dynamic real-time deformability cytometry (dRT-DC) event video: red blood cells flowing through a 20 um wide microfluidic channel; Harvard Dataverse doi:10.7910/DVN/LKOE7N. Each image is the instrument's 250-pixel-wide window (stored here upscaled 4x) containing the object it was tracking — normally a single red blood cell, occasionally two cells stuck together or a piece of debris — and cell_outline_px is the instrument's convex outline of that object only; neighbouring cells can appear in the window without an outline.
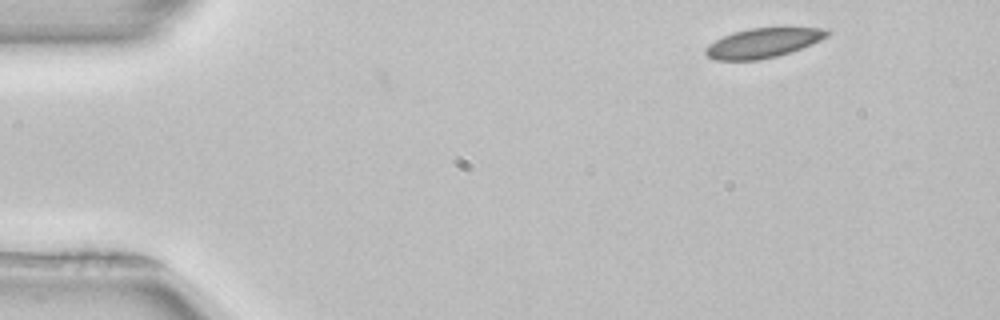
{"species": "common noctule bat (a hibernating species)", "species_latin": "Nyctalus noctula", "temperature_condition": "room temperature", "stored_images_in_passage": 47, "camera_frame_rate_fps": 3000, "um_per_image_px": 0.085, "animal": {"sex": "female", "body_mass_g": 22.7, "forearm_length_mm": 54.2}, "frame": {"image": 1, "passage_image": 1, "time_ms": 0.0, "image_size_px": [1000, 320], "cell_outline_px": [[832, 32], [828, 36], [812, 44], [776, 56], [760, 60], [716, 60], [708, 56], [704, 52], [704, 48], [708, 44], [724, 36], [748, 28], [784, 24], [828, 28]], "centroid_in_image_um": [64.97, 3.57], "position_along_channel_um": 20.0, "area_um2": 21.91}}
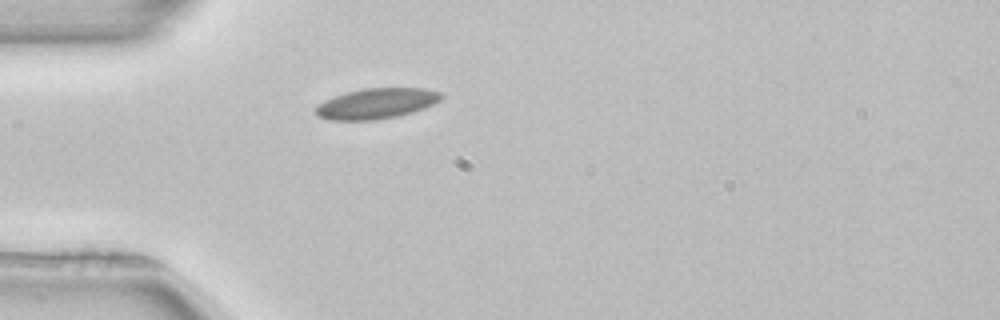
{"frame": {"image": 2, "passage_image": 10, "time_ms": 3.0, "image_size_px": [1000, 320], "cell_outline_px": [[444, 96], [440, 100], [424, 108], [412, 112], [396, 116], [376, 120], [328, 120], [316, 116], [312, 108], [316, 104], [336, 96], [348, 92], [364, 88], [424, 88], [440, 92]], "centroid_in_image_um": [31.95, 8.8], "position_along_channel_um": 53.1, "area_um2": 22.37}}
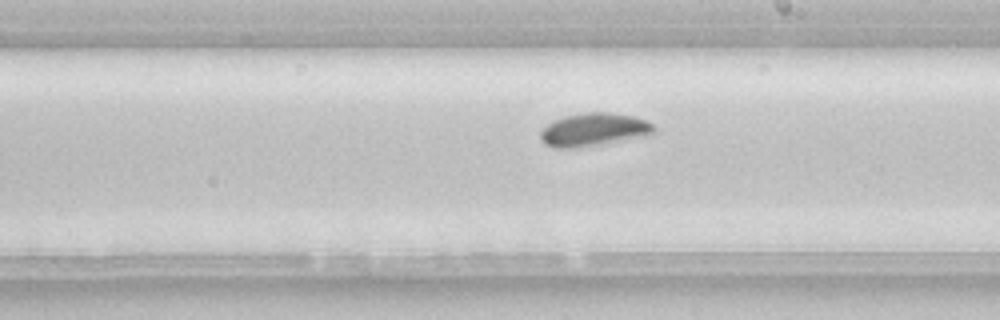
{"frame": {"image": 3, "passage_image": 25, "time_ms": 8.0, "image_size_px": [1000, 320], "cell_outline_px": [[656, 132], [652, 136], [600, 144], [572, 148], [556, 148], [544, 144], [540, 140], [540, 132], [552, 120], [564, 116], [584, 112], [608, 112], [632, 116], [644, 120], [652, 124]], "centroid_in_image_um": [50.48, 11.02], "position_along_channel_um": 238.5, "area_um2": 22.08}, "authors_computed_cell_mechanics": {"area_um2": 21.0392, "velocity_mm_per_s": 3.9011, "shape_relaxation_time_tau1_ms": 2.3634, "shape_relaxation_time_tau2_ms": null, "deformation_change_tau1": 0.0625, "deformation_change_tau2": null}}